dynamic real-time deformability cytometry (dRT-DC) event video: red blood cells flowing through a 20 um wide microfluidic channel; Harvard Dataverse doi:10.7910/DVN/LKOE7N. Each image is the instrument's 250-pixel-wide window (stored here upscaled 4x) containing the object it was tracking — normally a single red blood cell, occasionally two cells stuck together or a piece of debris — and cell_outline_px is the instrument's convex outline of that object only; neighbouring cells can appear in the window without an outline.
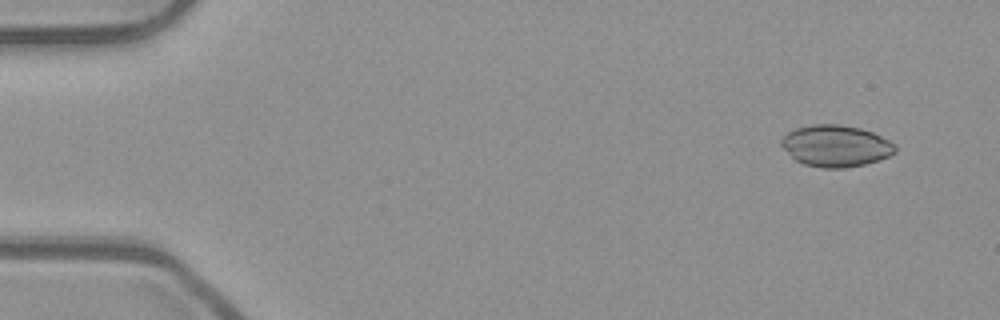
{"species": "common noctule bat (a hibernating species)", "species_latin": "Nyctalus noctula", "temperature_condition": "room temperature", "stored_images_in_passage": 55, "camera_frame_rate_fps": 3000, "um_per_image_px": 0.085, "animal": {"sex": "male", "body_mass_g": 23.1, "forearm_length_mm": 52.7}, "frame": {"image": 1, "passage_image": 4, "time_ms": 1.0, "image_size_px": [1000, 320], "cell_outline_px": [[896, 152], [880, 160], [864, 164], [844, 168], [824, 168], [804, 164], [796, 160], [780, 144], [780, 140], [788, 132], [796, 128], [812, 124], [840, 124], [860, 128], [872, 132], [896, 144]], "centroid_in_image_um": [71.05, 12.4], "position_along_channel_um": 13.9, "area_um2": 27.51}}
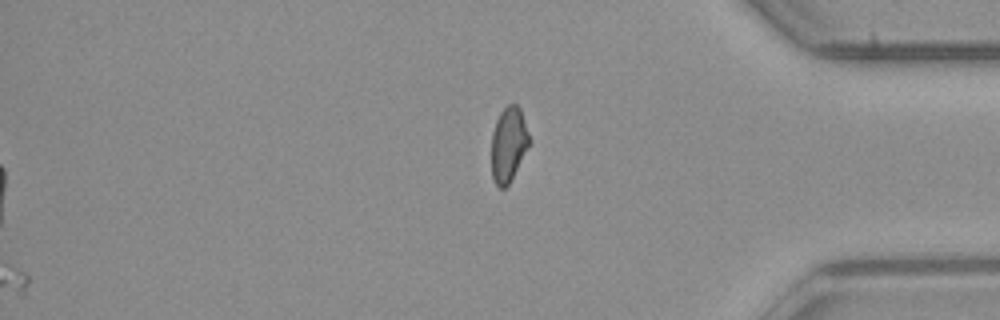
{"frame": {"image": 2, "passage_image": 55, "time_ms": 18.0, "image_size_px": [1000, 320], "cell_outline_px": [[532, 140], [508, 184], [504, 188], [500, 188], [496, 184], [492, 176], [492, 132], [496, 120], [500, 112], [508, 104], [516, 104], [520, 108]], "centroid_in_image_um": [43.24, 12.23], "position_along_channel_um": 392.0, "area_um2": 16.42}}